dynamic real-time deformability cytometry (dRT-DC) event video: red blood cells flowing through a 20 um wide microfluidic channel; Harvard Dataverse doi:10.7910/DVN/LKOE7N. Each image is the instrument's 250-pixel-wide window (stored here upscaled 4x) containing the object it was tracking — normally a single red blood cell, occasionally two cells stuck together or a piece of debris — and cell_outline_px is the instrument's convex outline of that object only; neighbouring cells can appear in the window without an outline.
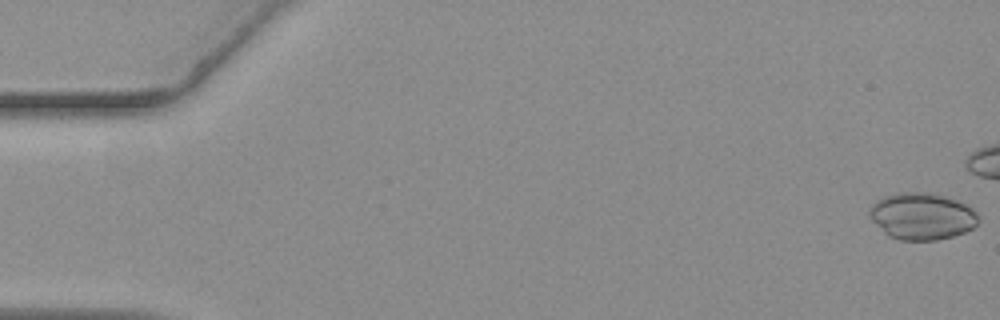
{"species": "common noctule bat (a hibernating species)", "species_latin": "Nyctalus noctula", "temperature_condition": "warm", "stored_images_in_passage": 29, "camera_frame_rate_fps": 3000, "um_per_image_px": 0.085, "animal": {"sex": "female", "body_mass_g": 19.3, "forearm_length_mm": 54.1}, "frame": {"image": 1, "passage_image": 1, "time_ms": 0.0, "image_size_px": [1000, 320], "cell_outline_px": [[980, 220], [972, 228], [964, 232], [952, 236], [936, 240], [900, 240], [888, 236], [872, 220], [868, 212], [868, 208], [876, 200], [884, 196], [900, 192], [928, 192], [944, 196], [956, 200], [972, 208], [980, 216]], "centroid_in_image_um": [78.35, 18.37], "position_along_channel_um": 6.6, "area_um2": 29.77}}
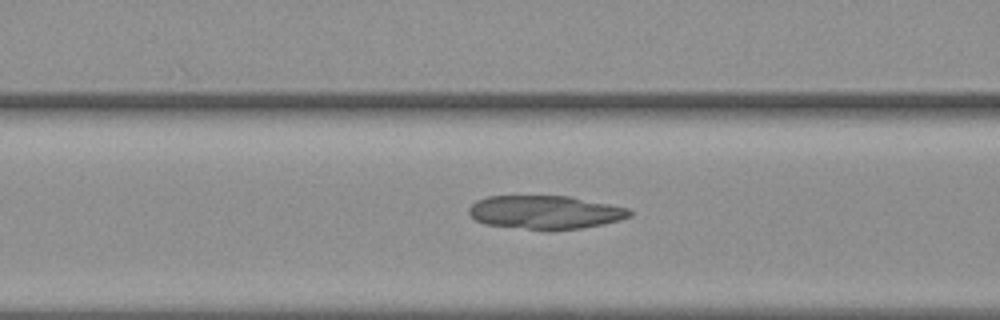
{"frame": {"image": 2, "passage_image": 23, "time_ms": 7.333, "image_size_px": [1000, 320], "cell_outline_px": [[632, 216], [620, 220], [604, 224], [580, 228], [552, 232], [484, 224], [476, 220], [468, 212], [468, 208], [476, 200], [488, 196], [568, 196], [628, 208], [632, 212]], "centroid_in_image_um": [46.34, 18.06], "position_along_channel_um": 120.3, "area_um2": 31.73}}
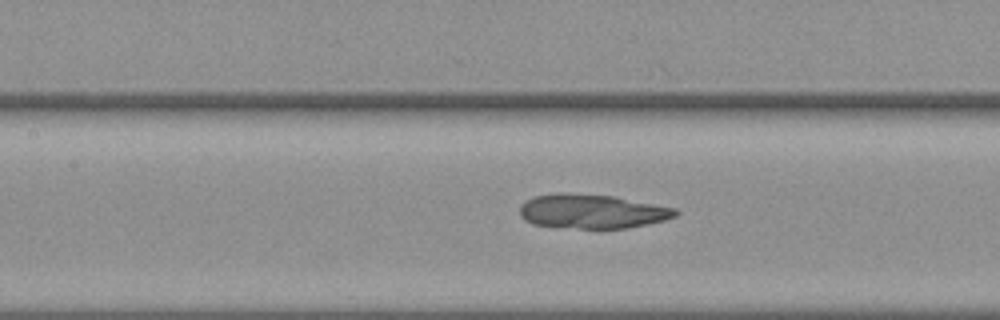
{"frame": {"image": 3, "passage_image": 26, "time_ms": 8.333, "image_size_px": [1000, 320], "cell_outline_px": [[680, 212], [676, 216], [664, 220], [648, 224], [628, 228], [600, 232], [532, 224], [524, 220], [520, 216], [520, 204], [524, 200], [532, 196], [560, 192], [564, 192], [612, 196], [676, 208]], "centroid_in_image_um": [50.29, 18.0], "position_along_channel_um": 157.1, "area_um2": 32.25}}